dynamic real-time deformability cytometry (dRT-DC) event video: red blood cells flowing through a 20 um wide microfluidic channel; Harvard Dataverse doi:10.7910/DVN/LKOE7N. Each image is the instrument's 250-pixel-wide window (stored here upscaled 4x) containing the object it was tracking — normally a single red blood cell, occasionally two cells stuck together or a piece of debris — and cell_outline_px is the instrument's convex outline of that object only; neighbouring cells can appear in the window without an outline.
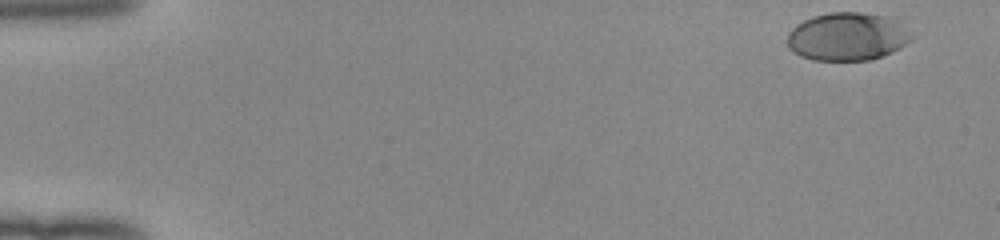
{"species": "human", "species_latin": "Homo sapiens", "temperature_condition": "room temperature", "stored_images_in_passage": 50, "camera_frame_rate_fps": 3000, "um_per_image_px": 0.085, "donor": {"sex": "female"}, "frame": {"image": 1, "passage_image": 1, "time_ms": 0.0, "image_size_px": [1000, 240], "cell_outline_px": [[916, 36], [912, 40], [900, 48], [892, 52], [868, 60], [812, 60], [800, 56], [792, 52], [788, 48], [788, 32], [796, 24], [812, 16], [828, 12], [860, 12], [892, 16], [900, 20]], "centroid_in_image_um": [72.08, 3.09], "position_along_channel_um": 12.9, "area_um2": 35.55}}
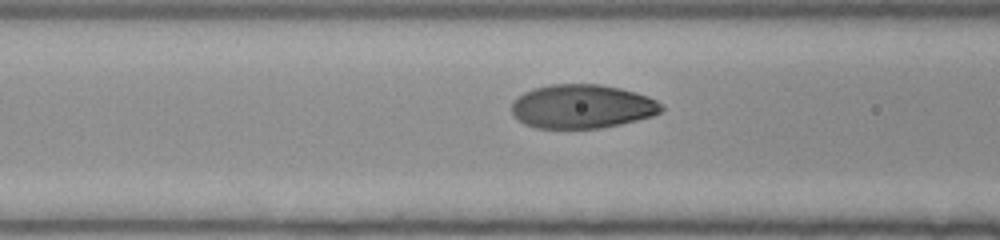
{"frame": {"image": 2, "passage_image": 20, "time_ms": 6.333, "image_size_px": [1000, 240], "cell_outline_px": [[664, 108], [660, 112], [652, 116], [620, 124], [600, 128], [536, 128], [524, 124], [512, 112], [512, 100], [524, 92], [532, 88], [552, 84], [600, 84], [620, 88], [636, 92], [648, 96], [664, 104]], "centroid_in_image_um": [49.49, 9.04], "position_along_channel_um": 117.1, "area_um2": 38.44}}
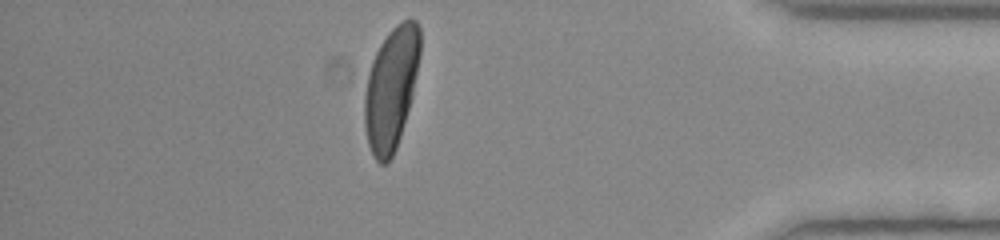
{"frame": {"image": 3, "passage_image": 44, "time_ms": 14.333, "image_size_px": [1000, 240], "cell_outline_px": [[420, 56], [412, 96], [400, 136], [396, 148], [388, 164], [380, 164], [372, 156], [368, 144], [364, 128], [364, 92], [368, 72], [372, 60], [380, 44], [388, 32], [400, 20], [416, 20], [420, 28]], "centroid_in_image_um": [33.23, 7.52], "position_along_channel_um": 402.0, "area_um2": 39.82}, "authors_computed_cell_mechanics": {"area_um2": 38.5526, "velocity_mm_per_s": 3.9826, "shape_relaxation_time_tau1_ms": 2.47, "shape_relaxation_time_tau2_ms": null, "deformation_change_tau1": 0.1691, "deformation_change_tau2": null}}